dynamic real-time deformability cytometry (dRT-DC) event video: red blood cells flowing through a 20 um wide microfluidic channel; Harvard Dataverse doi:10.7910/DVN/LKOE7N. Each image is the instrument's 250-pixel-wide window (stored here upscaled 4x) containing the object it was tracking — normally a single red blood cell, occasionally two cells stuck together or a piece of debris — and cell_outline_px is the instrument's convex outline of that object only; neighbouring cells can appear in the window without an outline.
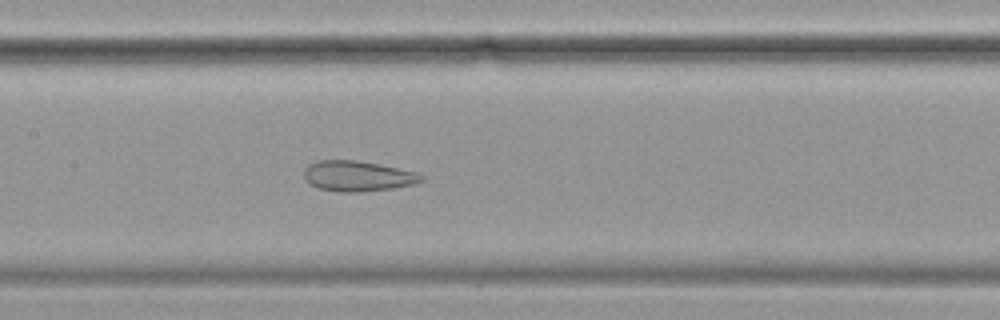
{"species": "common noctule bat (a hibernating species)", "species_latin": "Nyctalus noctula", "temperature_condition": "cold", "stored_images_in_passage": 57, "camera_frame_rate_fps": 3000, "um_per_image_px": 0.085, "animal": {"sex": "female", "body_mass_g": 19.9}, "frame": {"image": 1, "passage_image": 27, "time_ms": 8.667, "image_size_px": [1000, 320], "cell_outline_px": [[424, 180], [416, 184], [396, 188], [360, 192], [340, 192], [316, 188], [308, 184], [304, 180], [304, 168], [308, 164], [316, 160], [356, 160], [380, 164], [420, 172], [424, 176]], "centroid_in_image_um": [30.42, 14.97], "position_along_channel_um": 177.0, "area_um2": 21.44}}
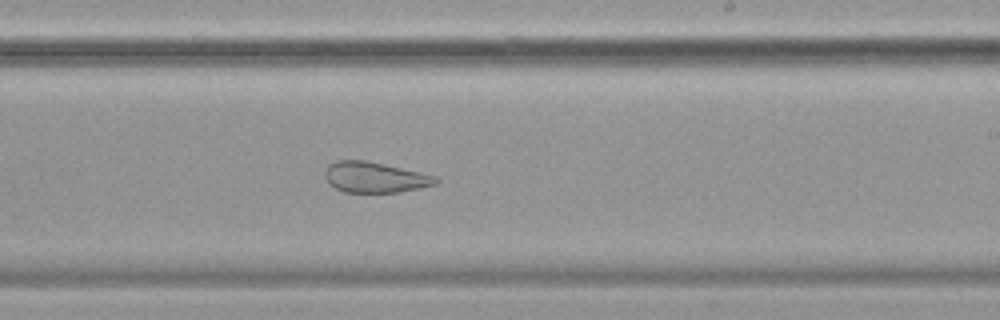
{"frame": {"image": 2, "passage_image": 34, "time_ms": 11.0, "image_size_px": [1000, 320], "cell_outline_px": [[440, 180], [436, 184], [420, 188], [396, 192], [344, 192], [328, 184], [324, 176], [324, 172], [328, 164], [336, 160], [364, 160], [384, 164], [436, 176]], "centroid_in_image_um": [31.82, 15.07], "position_along_channel_um": 257.2, "area_um2": 19.77}}
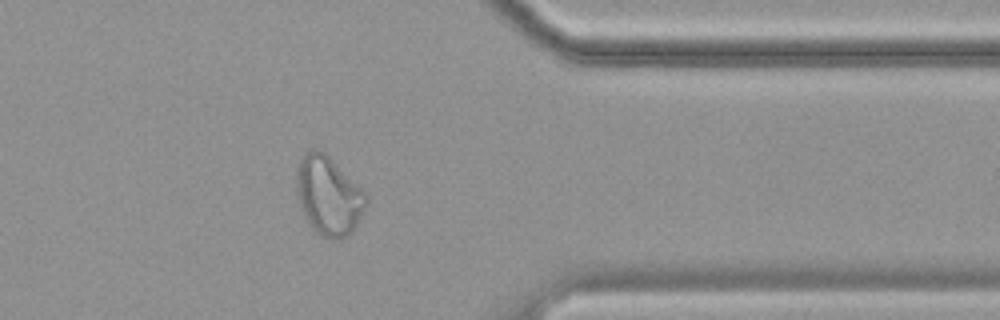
{"frame": {"image": 3, "passage_image": 46, "time_ms": 15.0, "image_size_px": [1000, 320], "cell_outline_px": [[368, 204], [352, 232], [348, 236], [340, 240], [332, 240], [316, 232], [308, 224], [300, 208], [296, 196], [296, 172], [300, 160], [312, 148], [324, 152], [368, 196]], "centroid_in_image_um": [27.91, 16.69], "position_along_channel_um": 383.5, "area_um2": 31.91}, "authors_computed_cell_mechanics": {"area_um2": 29.7092, "velocity_mm_per_s": 3.4568, "shape_relaxation_time_tau1_ms": null, "shape_relaxation_time_tau2_ms": 1.6313, "deformation_change_tau1": null, "deformation_change_tau2": 0.0867}}